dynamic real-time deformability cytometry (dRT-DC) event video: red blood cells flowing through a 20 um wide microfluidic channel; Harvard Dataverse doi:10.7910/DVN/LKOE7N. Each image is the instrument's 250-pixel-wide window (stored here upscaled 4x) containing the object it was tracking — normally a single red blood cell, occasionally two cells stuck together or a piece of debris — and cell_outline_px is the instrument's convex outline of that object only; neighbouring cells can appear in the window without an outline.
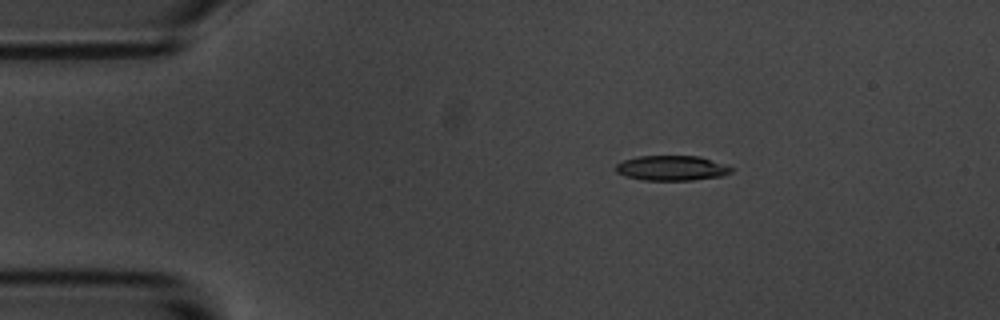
{"species": "common noctule bat (a hibernating species)", "species_latin": "Nyctalus noctula", "temperature_condition": "room temperature", "stored_images_in_passage": 4, "camera_frame_rate_fps": 3000, "um_per_image_px": 0.085, "animal": {"sex": "male", "body_mass_g": 20.1, "forearm_length_mm": 53.5}, "frame": {"image": 1, "passage_image": 2, "time_ms": 1.333, "image_size_px": [1000, 320], "cell_outline_px": [[736, 168], [732, 172], [720, 176], [692, 180], [644, 180], [628, 176], [616, 172], [616, 164], [624, 160], [636, 156], [700, 156], [728, 164]], "centroid_in_image_um": [57.17, 14.27], "position_along_channel_um": 27.8, "area_um2": 16.94}}
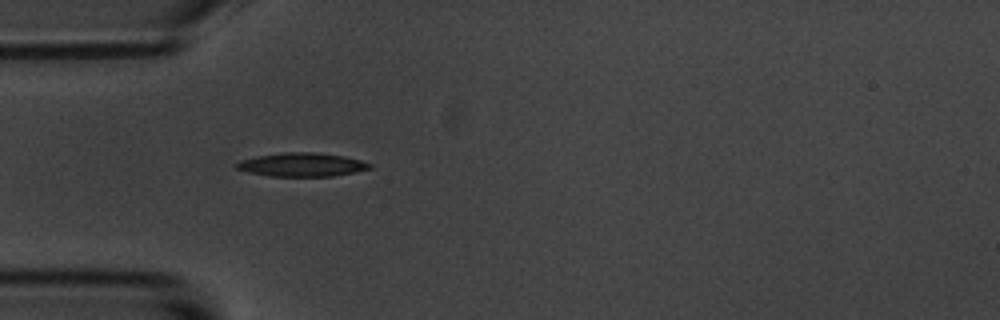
{"frame": {"image": 2, "passage_image": 4, "time_ms": 3.667, "image_size_px": [1000, 320], "cell_outline_px": [[372, 168], [332, 176], [272, 176], [248, 172], [236, 168], [236, 164], [240, 160], [256, 156], [284, 152], [312, 152], [344, 156], [360, 160], [372, 164]], "centroid_in_image_um": [25.65, 13.99], "position_along_channel_um": 59.4, "area_um2": 18.15}}